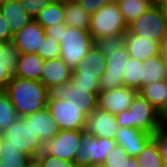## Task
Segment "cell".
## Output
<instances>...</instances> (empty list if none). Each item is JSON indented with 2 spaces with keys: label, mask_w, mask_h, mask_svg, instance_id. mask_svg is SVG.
Segmentation results:
<instances>
[{
  "label": "cell",
  "mask_w": 167,
  "mask_h": 167,
  "mask_svg": "<svg viewBox=\"0 0 167 167\" xmlns=\"http://www.w3.org/2000/svg\"><path fill=\"white\" fill-rule=\"evenodd\" d=\"M2 148H3V136L0 134V158L2 157Z\"/></svg>",
  "instance_id": "bcb514c9"
},
{
  "label": "cell",
  "mask_w": 167,
  "mask_h": 167,
  "mask_svg": "<svg viewBox=\"0 0 167 167\" xmlns=\"http://www.w3.org/2000/svg\"><path fill=\"white\" fill-rule=\"evenodd\" d=\"M124 38L125 46L130 57L138 59L142 62L162 53V46L158 41L134 35L129 31L126 32Z\"/></svg>",
  "instance_id": "ac0fdd59"
},
{
  "label": "cell",
  "mask_w": 167,
  "mask_h": 167,
  "mask_svg": "<svg viewBox=\"0 0 167 167\" xmlns=\"http://www.w3.org/2000/svg\"><path fill=\"white\" fill-rule=\"evenodd\" d=\"M159 119L161 124H167V101L159 111Z\"/></svg>",
  "instance_id": "ab89813d"
},
{
  "label": "cell",
  "mask_w": 167,
  "mask_h": 167,
  "mask_svg": "<svg viewBox=\"0 0 167 167\" xmlns=\"http://www.w3.org/2000/svg\"><path fill=\"white\" fill-rule=\"evenodd\" d=\"M124 45V35L104 37L94 40V47L104 56H108L110 53L114 52L116 48H120Z\"/></svg>",
  "instance_id": "1f68e13d"
},
{
  "label": "cell",
  "mask_w": 167,
  "mask_h": 167,
  "mask_svg": "<svg viewBox=\"0 0 167 167\" xmlns=\"http://www.w3.org/2000/svg\"><path fill=\"white\" fill-rule=\"evenodd\" d=\"M160 9H161L163 19H164V23H165V26H166V29H167V3L161 5Z\"/></svg>",
  "instance_id": "60d3db41"
},
{
  "label": "cell",
  "mask_w": 167,
  "mask_h": 167,
  "mask_svg": "<svg viewBox=\"0 0 167 167\" xmlns=\"http://www.w3.org/2000/svg\"><path fill=\"white\" fill-rule=\"evenodd\" d=\"M64 1L54 0L44 7L34 18L43 28H49L55 24L64 23Z\"/></svg>",
  "instance_id": "d4e9b609"
},
{
  "label": "cell",
  "mask_w": 167,
  "mask_h": 167,
  "mask_svg": "<svg viewBox=\"0 0 167 167\" xmlns=\"http://www.w3.org/2000/svg\"><path fill=\"white\" fill-rule=\"evenodd\" d=\"M84 136L83 130H61L51 141L44 145V151L61 160L73 162L75 153L79 150Z\"/></svg>",
  "instance_id": "8fae6325"
},
{
  "label": "cell",
  "mask_w": 167,
  "mask_h": 167,
  "mask_svg": "<svg viewBox=\"0 0 167 167\" xmlns=\"http://www.w3.org/2000/svg\"><path fill=\"white\" fill-rule=\"evenodd\" d=\"M129 158L130 157L122 147L115 145L108 153L101 167H126Z\"/></svg>",
  "instance_id": "836d02e7"
},
{
  "label": "cell",
  "mask_w": 167,
  "mask_h": 167,
  "mask_svg": "<svg viewBox=\"0 0 167 167\" xmlns=\"http://www.w3.org/2000/svg\"><path fill=\"white\" fill-rule=\"evenodd\" d=\"M59 42L45 35L39 48H37L36 54L42 57L44 60L56 59L60 57Z\"/></svg>",
  "instance_id": "d6a6232c"
},
{
  "label": "cell",
  "mask_w": 167,
  "mask_h": 167,
  "mask_svg": "<svg viewBox=\"0 0 167 167\" xmlns=\"http://www.w3.org/2000/svg\"><path fill=\"white\" fill-rule=\"evenodd\" d=\"M153 139L156 141L161 158L167 161V124H161L153 134Z\"/></svg>",
  "instance_id": "d590c367"
},
{
  "label": "cell",
  "mask_w": 167,
  "mask_h": 167,
  "mask_svg": "<svg viewBox=\"0 0 167 167\" xmlns=\"http://www.w3.org/2000/svg\"><path fill=\"white\" fill-rule=\"evenodd\" d=\"M47 108L61 130H83L86 117L80 112V108L65 99H48Z\"/></svg>",
  "instance_id": "4fadbf2b"
},
{
  "label": "cell",
  "mask_w": 167,
  "mask_h": 167,
  "mask_svg": "<svg viewBox=\"0 0 167 167\" xmlns=\"http://www.w3.org/2000/svg\"><path fill=\"white\" fill-rule=\"evenodd\" d=\"M117 4L127 24L154 6L152 0H120Z\"/></svg>",
  "instance_id": "4316f807"
},
{
  "label": "cell",
  "mask_w": 167,
  "mask_h": 167,
  "mask_svg": "<svg viewBox=\"0 0 167 167\" xmlns=\"http://www.w3.org/2000/svg\"><path fill=\"white\" fill-rule=\"evenodd\" d=\"M20 54L12 41H0V91H5L13 78Z\"/></svg>",
  "instance_id": "d6986e66"
},
{
  "label": "cell",
  "mask_w": 167,
  "mask_h": 167,
  "mask_svg": "<svg viewBox=\"0 0 167 167\" xmlns=\"http://www.w3.org/2000/svg\"><path fill=\"white\" fill-rule=\"evenodd\" d=\"M45 60L36 53H21L13 77L40 81Z\"/></svg>",
  "instance_id": "7402d4cb"
},
{
  "label": "cell",
  "mask_w": 167,
  "mask_h": 167,
  "mask_svg": "<svg viewBox=\"0 0 167 167\" xmlns=\"http://www.w3.org/2000/svg\"><path fill=\"white\" fill-rule=\"evenodd\" d=\"M138 93L160 111L167 101V80L145 85L138 90Z\"/></svg>",
  "instance_id": "484cf974"
},
{
  "label": "cell",
  "mask_w": 167,
  "mask_h": 167,
  "mask_svg": "<svg viewBox=\"0 0 167 167\" xmlns=\"http://www.w3.org/2000/svg\"><path fill=\"white\" fill-rule=\"evenodd\" d=\"M119 128L116 115L96 107L85 118L83 131L85 134L96 138L115 140V135Z\"/></svg>",
  "instance_id": "7c38bea8"
},
{
  "label": "cell",
  "mask_w": 167,
  "mask_h": 167,
  "mask_svg": "<svg viewBox=\"0 0 167 167\" xmlns=\"http://www.w3.org/2000/svg\"><path fill=\"white\" fill-rule=\"evenodd\" d=\"M71 75L72 70L60 57L47 59L42 69L40 81L49 89L52 86L70 81Z\"/></svg>",
  "instance_id": "44dd1931"
},
{
  "label": "cell",
  "mask_w": 167,
  "mask_h": 167,
  "mask_svg": "<svg viewBox=\"0 0 167 167\" xmlns=\"http://www.w3.org/2000/svg\"><path fill=\"white\" fill-rule=\"evenodd\" d=\"M13 36L14 35L12 34L9 25L0 12V41L11 42L13 40Z\"/></svg>",
  "instance_id": "f35d334b"
},
{
  "label": "cell",
  "mask_w": 167,
  "mask_h": 167,
  "mask_svg": "<svg viewBox=\"0 0 167 167\" xmlns=\"http://www.w3.org/2000/svg\"><path fill=\"white\" fill-rule=\"evenodd\" d=\"M116 117L119 127H135L152 135L161 125L159 111L139 93L134 97L130 108Z\"/></svg>",
  "instance_id": "3957f363"
},
{
  "label": "cell",
  "mask_w": 167,
  "mask_h": 167,
  "mask_svg": "<svg viewBox=\"0 0 167 167\" xmlns=\"http://www.w3.org/2000/svg\"><path fill=\"white\" fill-rule=\"evenodd\" d=\"M106 58L94 46L84 56L83 61L72 71L71 83L98 96L99 79L104 71Z\"/></svg>",
  "instance_id": "5b68a950"
},
{
  "label": "cell",
  "mask_w": 167,
  "mask_h": 167,
  "mask_svg": "<svg viewBox=\"0 0 167 167\" xmlns=\"http://www.w3.org/2000/svg\"><path fill=\"white\" fill-rule=\"evenodd\" d=\"M126 167H140L137 163L136 157H130Z\"/></svg>",
  "instance_id": "b9f144b4"
},
{
  "label": "cell",
  "mask_w": 167,
  "mask_h": 167,
  "mask_svg": "<svg viewBox=\"0 0 167 167\" xmlns=\"http://www.w3.org/2000/svg\"><path fill=\"white\" fill-rule=\"evenodd\" d=\"M128 24L117 3H107L91 15L89 33L93 40L125 35Z\"/></svg>",
  "instance_id": "277c9868"
},
{
  "label": "cell",
  "mask_w": 167,
  "mask_h": 167,
  "mask_svg": "<svg viewBox=\"0 0 167 167\" xmlns=\"http://www.w3.org/2000/svg\"><path fill=\"white\" fill-rule=\"evenodd\" d=\"M5 92L20 117L47 107L48 89L41 81L13 77Z\"/></svg>",
  "instance_id": "7a4b0ae2"
},
{
  "label": "cell",
  "mask_w": 167,
  "mask_h": 167,
  "mask_svg": "<svg viewBox=\"0 0 167 167\" xmlns=\"http://www.w3.org/2000/svg\"><path fill=\"white\" fill-rule=\"evenodd\" d=\"M163 167H167V161H163Z\"/></svg>",
  "instance_id": "c3c4849f"
},
{
  "label": "cell",
  "mask_w": 167,
  "mask_h": 167,
  "mask_svg": "<svg viewBox=\"0 0 167 167\" xmlns=\"http://www.w3.org/2000/svg\"><path fill=\"white\" fill-rule=\"evenodd\" d=\"M54 0H20L23 8L34 19L40 11Z\"/></svg>",
  "instance_id": "8d00e7d4"
},
{
  "label": "cell",
  "mask_w": 167,
  "mask_h": 167,
  "mask_svg": "<svg viewBox=\"0 0 167 167\" xmlns=\"http://www.w3.org/2000/svg\"><path fill=\"white\" fill-rule=\"evenodd\" d=\"M115 145V140L85 134L73 162L76 167H101Z\"/></svg>",
  "instance_id": "52a82bcc"
},
{
  "label": "cell",
  "mask_w": 167,
  "mask_h": 167,
  "mask_svg": "<svg viewBox=\"0 0 167 167\" xmlns=\"http://www.w3.org/2000/svg\"><path fill=\"white\" fill-rule=\"evenodd\" d=\"M107 1H108V3H117L120 0H107Z\"/></svg>",
  "instance_id": "7dc6e473"
},
{
  "label": "cell",
  "mask_w": 167,
  "mask_h": 167,
  "mask_svg": "<svg viewBox=\"0 0 167 167\" xmlns=\"http://www.w3.org/2000/svg\"><path fill=\"white\" fill-rule=\"evenodd\" d=\"M36 159L40 162L41 167H76L74 162L61 160L51 156L45 151L41 152Z\"/></svg>",
  "instance_id": "e575fe53"
},
{
  "label": "cell",
  "mask_w": 167,
  "mask_h": 167,
  "mask_svg": "<svg viewBox=\"0 0 167 167\" xmlns=\"http://www.w3.org/2000/svg\"><path fill=\"white\" fill-rule=\"evenodd\" d=\"M153 139V135L138 128L120 127L115 135V143L122 147L129 157H136Z\"/></svg>",
  "instance_id": "9a60e30c"
},
{
  "label": "cell",
  "mask_w": 167,
  "mask_h": 167,
  "mask_svg": "<svg viewBox=\"0 0 167 167\" xmlns=\"http://www.w3.org/2000/svg\"><path fill=\"white\" fill-rule=\"evenodd\" d=\"M137 93V90L126 86L100 91L98 93L97 107L108 113L118 115L130 108Z\"/></svg>",
  "instance_id": "5bb4252c"
},
{
  "label": "cell",
  "mask_w": 167,
  "mask_h": 167,
  "mask_svg": "<svg viewBox=\"0 0 167 167\" xmlns=\"http://www.w3.org/2000/svg\"><path fill=\"white\" fill-rule=\"evenodd\" d=\"M162 48H161V51H162V55L164 57H167V35L166 37L163 39V42L161 44Z\"/></svg>",
  "instance_id": "7bdbcfd3"
},
{
  "label": "cell",
  "mask_w": 167,
  "mask_h": 167,
  "mask_svg": "<svg viewBox=\"0 0 167 167\" xmlns=\"http://www.w3.org/2000/svg\"><path fill=\"white\" fill-rule=\"evenodd\" d=\"M161 80H167V61L162 53L143 61L142 87Z\"/></svg>",
  "instance_id": "cb8c5ba5"
},
{
  "label": "cell",
  "mask_w": 167,
  "mask_h": 167,
  "mask_svg": "<svg viewBox=\"0 0 167 167\" xmlns=\"http://www.w3.org/2000/svg\"><path fill=\"white\" fill-rule=\"evenodd\" d=\"M128 31L134 35L143 36L162 44L167 35V29L160 6H152L147 12L130 22Z\"/></svg>",
  "instance_id": "9c48e42d"
},
{
  "label": "cell",
  "mask_w": 167,
  "mask_h": 167,
  "mask_svg": "<svg viewBox=\"0 0 167 167\" xmlns=\"http://www.w3.org/2000/svg\"><path fill=\"white\" fill-rule=\"evenodd\" d=\"M0 12L13 35L18 33L33 18L23 8L20 0H1Z\"/></svg>",
  "instance_id": "ffe728a7"
},
{
  "label": "cell",
  "mask_w": 167,
  "mask_h": 167,
  "mask_svg": "<svg viewBox=\"0 0 167 167\" xmlns=\"http://www.w3.org/2000/svg\"><path fill=\"white\" fill-rule=\"evenodd\" d=\"M23 118L30 124L32 130L37 134L44 145L61 131L47 107L33 114L26 115Z\"/></svg>",
  "instance_id": "e0dca14e"
},
{
  "label": "cell",
  "mask_w": 167,
  "mask_h": 167,
  "mask_svg": "<svg viewBox=\"0 0 167 167\" xmlns=\"http://www.w3.org/2000/svg\"><path fill=\"white\" fill-rule=\"evenodd\" d=\"M48 99L66 100L68 103L80 108V112L87 117L96 107L98 96L77 86L71 81L52 86L48 89Z\"/></svg>",
  "instance_id": "ba28073f"
},
{
  "label": "cell",
  "mask_w": 167,
  "mask_h": 167,
  "mask_svg": "<svg viewBox=\"0 0 167 167\" xmlns=\"http://www.w3.org/2000/svg\"><path fill=\"white\" fill-rule=\"evenodd\" d=\"M136 160L140 167H163V159L154 139L136 156Z\"/></svg>",
  "instance_id": "f546056e"
},
{
  "label": "cell",
  "mask_w": 167,
  "mask_h": 167,
  "mask_svg": "<svg viewBox=\"0 0 167 167\" xmlns=\"http://www.w3.org/2000/svg\"><path fill=\"white\" fill-rule=\"evenodd\" d=\"M31 159V156L24 154L20 149L10 146L9 142L3 139L0 167H27Z\"/></svg>",
  "instance_id": "83f0119b"
},
{
  "label": "cell",
  "mask_w": 167,
  "mask_h": 167,
  "mask_svg": "<svg viewBox=\"0 0 167 167\" xmlns=\"http://www.w3.org/2000/svg\"><path fill=\"white\" fill-rule=\"evenodd\" d=\"M105 58L104 71L99 79L100 91H108L123 86V75L130 55L124 45L116 48Z\"/></svg>",
  "instance_id": "30bf717a"
},
{
  "label": "cell",
  "mask_w": 167,
  "mask_h": 167,
  "mask_svg": "<svg viewBox=\"0 0 167 167\" xmlns=\"http://www.w3.org/2000/svg\"><path fill=\"white\" fill-rule=\"evenodd\" d=\"M44 37V28L35 19H32L13 36L12 42L20 53H36Z\"/></svg>",
  "instance_id": "2e32d148"
},
{
  "label": "cell",
  "mask_w": 167,
  "mask_h": 167,
  "mask_svg": "<svg viewBox=\"0 0 167 167\" xmlns=\"http://www.w3.org/2000/svg\"><path fill=\"white\" fill-rule=\"evenodd\" d=\"M27 167H41L40 162L36 158H32Z\"/></svg>",
  "instance_id": "ee69618b"
},
{
  "label": "cell",
  "mask_w": 167,
  "mask_h": 167,
  "mask_svg": "<svg viewBox=\"0 0 167 167\" xmlns=\"http://www.w3.org/2000/svg\"><path fill=\"white\" fill-rule=\"evenodd\" d=\"M44 30L45 35L60 43V58L72 71L94 46V40L87 30L72 28L65 23L55 24Z\"/></svg>",
  "instance_id": "6da1fadb"
},
{
  "label": "cell",
  "mask_w": 167,
  "mask_h": 167,
  "mask_svg": "<svg viewBox=\"0 0 167 167\" xmlns=\"http://www.w3.org/2000/svg\"><path fill=\"white\" fill-rule=\"evenodd\" d=\"M143 62L130 57L123 75V86L139 90L142 87Z\"/></svg>",
  "instance_id": "f1b7e54d"
},
{
  "label": "cell",
  "mask_w": 167,
  "mask_h": 167,
  "mask_svg": "<svg viewBox=\"0 0 167 167\" xmlns=\"http://www.w3.org/2000/svg\"><path fill=\"white\" fill-rule=\"evenodd\" d=\"M20 116L12 105L8 94L0 91V134L9 127Z\"/></svg>",
  "instance_id": "4dcf8cb0"
},
{
  "label": "cell",
  "mask_w": 167,
  "mask_h": 167,
  "mask_svg": "<svg viewBox=\"0 0 167 167\" xmlns=\"http://www.w3.org/2000/svg\"><path fill=\"white\" fill-rule=\"evenodd\" d=\"M64 23L72 28L89 31L91 15L77 0L64 1Z\"/></svg>",
  "instance_id": "603a6c76"
},
{
  "label": "cell",
  "mask_w": 167,
  "mask_h": 167,
  "mask_svg": "<svg viewBox=\"0 0 167 167\" xmlns=\"http://www.w3.org/2000/svg\"><path fill=\"white\" fill-rule=\"evenodd\" d=\"M154 5H158V6H161L163 4H166L167 3V0H152Z\"/></svg>",
  "instance_id": "f6af8a7d"
},
{
  "label": "cell",
  "mask_w": 167,
  "mask_h": 167,
  "mask_svg": "<svg viewBox=\"0 0 167 167\" xmlns=\"http://www.w3.org/2000/svg\"><path fill=\"white\" fill-rule=\"evenodd\" d=\"M2 136L9 142L10 146L20 149L32 158H36L44 151V144L23 117L18 118L7 127Z\"/></svg>",
  "instance_id": "8992f818"
},
{
  "label": "cell",
  "mask_w": 167,
  "mask_h": 167,
  "mask_svg": "<svg viewBox=\"0 0 167 167\" xmlns=\"http://www.w3.org/2000/svg\"><path fill=\"white\" fill-rule=\"evenodd\" d=\"M81 7L90 15L94 14L101 6L107 4V0H77Z\"/></svg>",
  "instance_id": "74e56055"
}]
</instances>
